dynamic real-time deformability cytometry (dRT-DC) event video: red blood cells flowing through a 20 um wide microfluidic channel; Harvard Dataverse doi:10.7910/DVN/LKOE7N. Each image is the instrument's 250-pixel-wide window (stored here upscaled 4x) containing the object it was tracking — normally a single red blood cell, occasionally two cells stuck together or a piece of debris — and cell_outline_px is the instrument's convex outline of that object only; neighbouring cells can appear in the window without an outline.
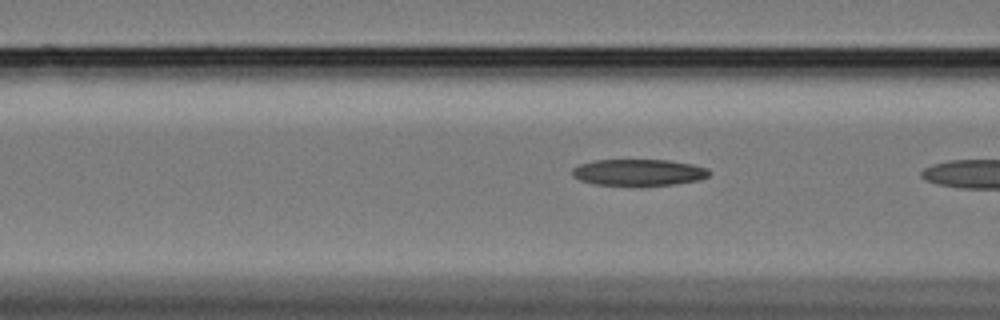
{"species": "Egyptian fruit bat (a non-hibernating species)", "species_latin": "Rousettus aegyptiacus", "temperature_condition": "cold", "stored_images_in_passage": 9, "camera_frame_rate_fps": 3000, "um_per_image_px": 0.085, "animal": {"sex": "female"}, "frame": {"image": 1, "passage_image": 8, "time_ms": 2.333, "image_size_px": [1000, 320], "cell_outline_px": [[712, 172], [708, 176], [700, 180], [672, 184], [592, 184], [580, 180], [572, 176], [572, 168], [580, 164], [596, 160], [668, 160], [692, 164], [708, 168]], "centroid_in_image_um": [54.3, 14.63], "position_along_channel_um": 112.3, "area_um2": 20.81}}